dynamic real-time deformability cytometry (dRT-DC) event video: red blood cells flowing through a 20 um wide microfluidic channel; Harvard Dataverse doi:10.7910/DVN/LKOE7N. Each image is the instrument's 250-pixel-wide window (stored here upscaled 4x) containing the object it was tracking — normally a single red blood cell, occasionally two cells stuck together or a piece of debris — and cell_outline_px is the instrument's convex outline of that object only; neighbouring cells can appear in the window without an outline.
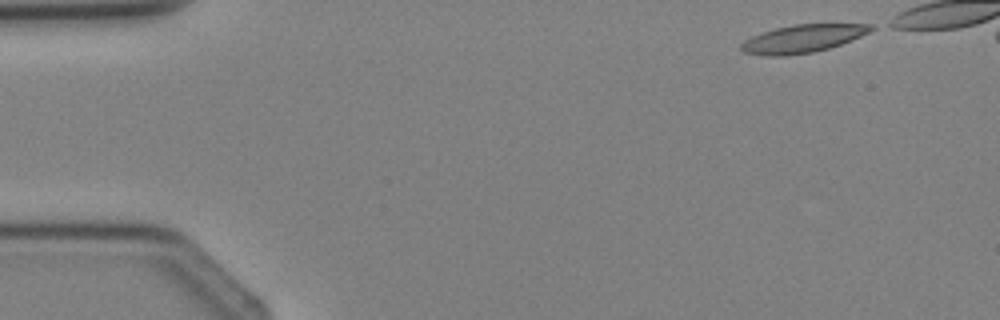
{"species": "Egyptian fruit bat (a non-hibernating species)", "species_latin": "Rousettus aegyptiacus", "temperature_condition": "cold", "stored_images_in_passage": 4, "camera_frame_rate_fps": 3000, "um_per_image_px": 0.085, "animal": {"sex": "female"}, "frame": {"image": 1, "passage_image": 1, "time_ms": 0.0, "image_size_px": [1000, 320], "cell_outline_px": [[876, 28], [852, 40], [828, 48], [812, 52], [784, 56], [772, 56], [744, 52], [740, 48], [740, 44], [744, 40], [752, 36], [776, 28], [792, 24], [872, 24]], "centroid_in_image_um": [68.23, 3.28], "position_along_channel_um": 16.8, "area_um2": 20.87}}